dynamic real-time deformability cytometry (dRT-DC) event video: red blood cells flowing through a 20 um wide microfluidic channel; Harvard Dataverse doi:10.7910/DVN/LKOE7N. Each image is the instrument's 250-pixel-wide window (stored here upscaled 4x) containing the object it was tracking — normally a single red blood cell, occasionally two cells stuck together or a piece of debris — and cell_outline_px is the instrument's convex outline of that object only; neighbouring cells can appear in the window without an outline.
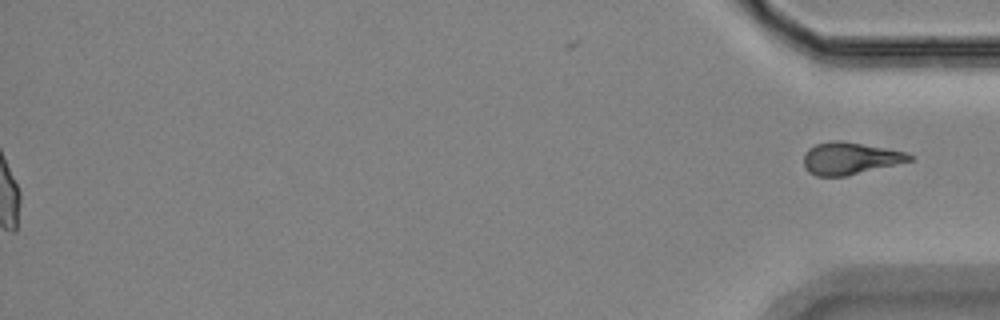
{"species": "Egyptian fruit bat (a non-hibernating species)", "species_latin": "Rousettus aegyptiacus", "temperature_condition": "room temperature", "stored_images_in_passage": 59, "segment_of_instrument_passage": [2, 2], "camera_frame_rate_fps": 3000, "um_per_image_px": 0.085, "animal": {"sex": "female"}, "frame": {"image": 1, "passage_image": 59, "time_ms": 19.333, "image_size_px": [1000, 320], "cell_outline_px": [[916, 156], [912, 160], [844, 176], [816, 176], [808, 172], [804, 168], [804, 156], [808, 148], [816, 144], [832, 140], [840, 140], [908, 152]], "centroid_in_image_um": [72.23, 13.45], "position_along_channel_um": 363.0, "area_um2": 19.71}}